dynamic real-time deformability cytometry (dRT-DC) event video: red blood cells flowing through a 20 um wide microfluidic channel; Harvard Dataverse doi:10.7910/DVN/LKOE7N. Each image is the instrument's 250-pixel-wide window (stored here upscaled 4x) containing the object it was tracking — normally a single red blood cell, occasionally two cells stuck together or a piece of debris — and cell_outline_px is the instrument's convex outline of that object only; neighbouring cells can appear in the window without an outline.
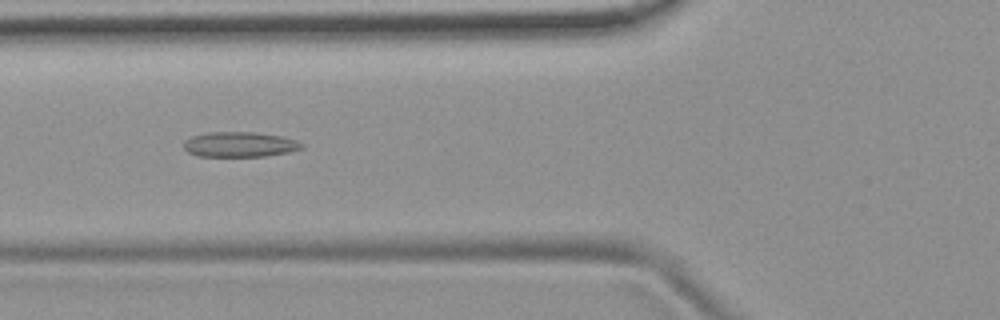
{"species": "common noctule bat (a hibernating species)", "species_latin": "Nyctalus noctula", "temperature_condition": "room temperature", "stored_images_in_passage": 49, "camera_frame_rate_fps": 3000, "um_per_image_px": 0.085, "animal": {"sex": "female", "body_mass_g": 19.9}, "frame": {"image": 1, "passage_image": 16, "time_ms": 5.0, "image_size_px": [1000, 320], "cell_outline_px": [[304, 148], [288, 152], [264, 156], [196, 156], [188, 152], [184, 148], [184, 140], [192, 136], [208, 132], [256, 132], [280, 136], [296, 140], [304, 144]], "centroid_in_image_um": [20.37, 12.27], "position_along_channel_um": 105.4, "area_um2": 17.28}}
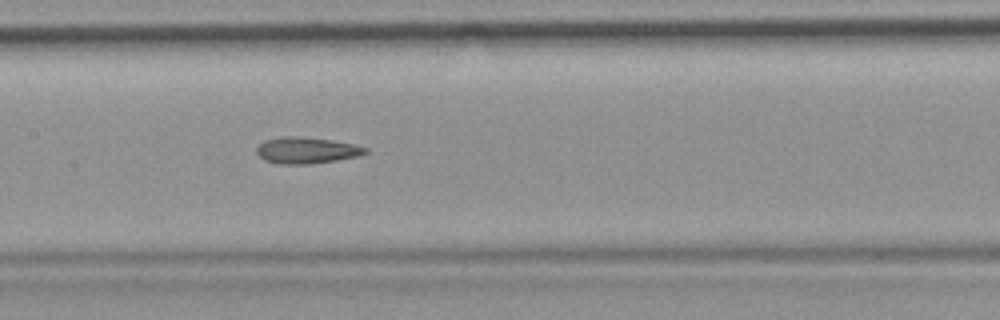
{"frame": {"image": 2, "passage_image": 22, "time_ms": 7.0, "image_size_px": [1000, 320], "cell_outline_px": [[368, 152], [360, 156], [312, 164], [280, 164], [264, 160], [256, 152], [256, 148], [264, 140], [280, 136], [296, 136], [328, 140], [352, 144], [368, 148]], "centroid_in_image_um": [26.03, 12.78], "position_along_channel_um": 181.4, "area_um2": 16.65}}
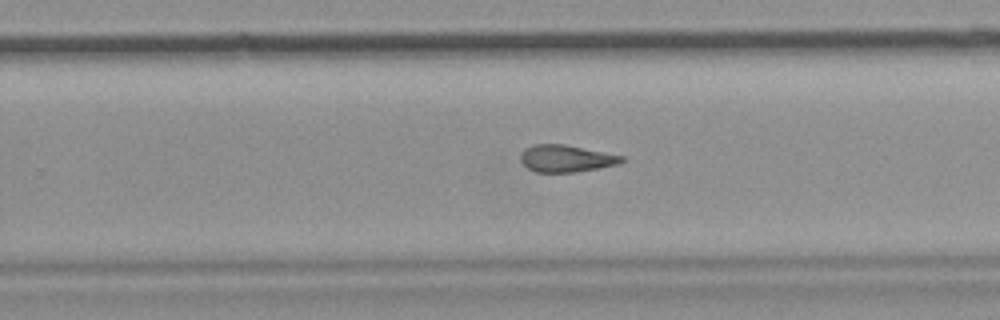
{"frame": {"image": 3, "passage_image": 30, "time_ms": 9.667, "image_size_px": [1000, 320], "cell_outline_px": [[628, 160], [620, 164], [600, 168], [572, 172], [536, 172], [528, 168], [520, 160], [520, 156], [524, 148], [532, 144], [564, 144], [624, 156]], "centroid_in_image_um": [48.15, 13.47], "position_along_channel_um": 281.7, "area_um2": 16.07}, "authors_computed_cell_mechanics": {"area_um2": 16.6464, "velocity_mm_per_s": 3.7852, "shape_relaxation_time_tau1_ms": null, "shape_relaxation_time_tau2_ms": 3.7853, "deformation_change_tau1": null, "deformation_change_tau2": 0.1234}}